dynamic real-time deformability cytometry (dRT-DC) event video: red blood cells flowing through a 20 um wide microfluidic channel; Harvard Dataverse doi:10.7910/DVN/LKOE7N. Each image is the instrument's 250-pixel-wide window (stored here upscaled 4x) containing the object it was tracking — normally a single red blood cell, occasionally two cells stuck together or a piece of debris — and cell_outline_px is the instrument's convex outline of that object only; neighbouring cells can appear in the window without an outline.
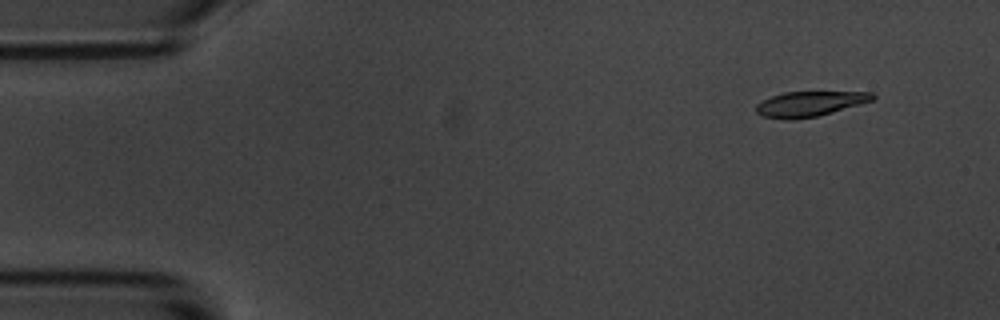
{"species": "common noctule bat (a hibernating species)", "species_latin": "Nyctalus noctula", "temperature_condition": "room temperature", "stored_images_in_passage": 6, "camera_frame_rate_fps": 3000, "um_per_image_px": 0.085, "animal": {"sex": "male", "body_mass_g": 20.1, "forearm_length_mm": 53.5}, "frame": {"image": 1, "passage_image": 2, "time_ms": 1.0, "image_size_px": [1000, 320], "cell_outline_px": [[876, 96], [872, 100], [832, 112], [816, 116], [792, 120], [784, 120], [764, 116], [756, 112], [756, 104], [772, 96], [784, 92], [872, 92]], "centroid_in_image_um": [68.79, 8.83], "position_along_channel_um": 16.2, "area_um2": 16.76}}
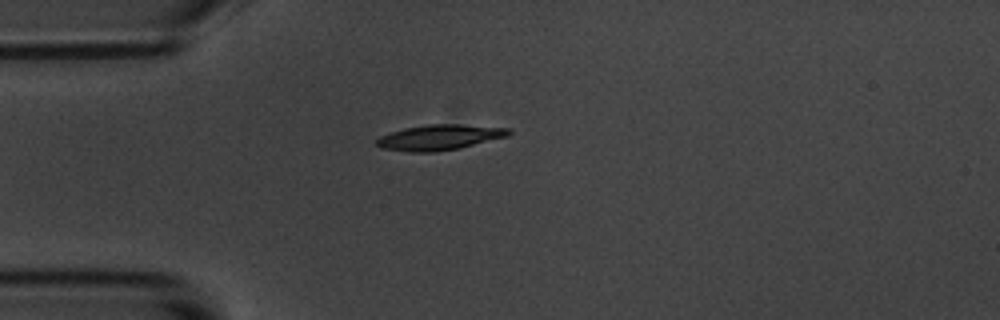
{"frame": {"image": 2, "passage_image": 4, "time_ms": 4.333, "image_size_px": [1000, 320], "cell_outline_px": [[512, 132], [508, 136], [460, 148], [432, 152], [412, 152], [380, 148], [376, 144], [376, 140], [380, 136], [404, 128], [428, 124], [460, 124], [512, 128]], "centroid_in_image_um": [37.39, 11.67], "position_along_channel_um": 47.6, "area_um2": 19.59}}